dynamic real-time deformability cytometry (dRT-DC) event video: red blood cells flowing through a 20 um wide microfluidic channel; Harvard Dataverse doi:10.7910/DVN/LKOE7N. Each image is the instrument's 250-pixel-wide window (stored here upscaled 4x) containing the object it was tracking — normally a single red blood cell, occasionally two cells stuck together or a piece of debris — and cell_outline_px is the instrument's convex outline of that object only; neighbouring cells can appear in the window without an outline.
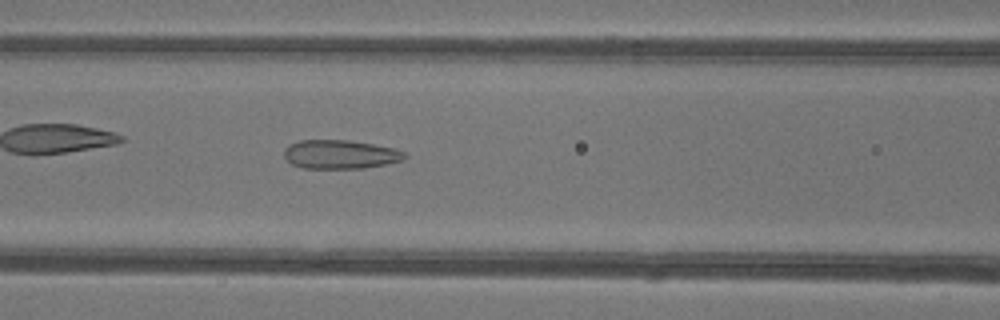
{"species": "common noctule bat (a hibernating species)", "species_latin": "Nyctalus noctula", "temperature_condition": "warm", "stored_images_in_passage": 37, "camera_frame_rate_fps": 3000, "um_per_image_px": 0.085, "animal": {"sex": "female"}, "frame": {"image": 1, "passage_image": 10, "time_ms": 3.0, "image_size_px": [1000, 320], "cell_outline_px": [[408, 156], [404, 160], [364, 168], [304, 168], [292, 164], [284, 156], [284, 148], [288, 144], [300, 140], [348, 140], [396, 148], [404, 152]], "centroid_in_image_um": [28.92, 13.11], "position_along_channel_um": 137.7, "area_um2": 20.29}}
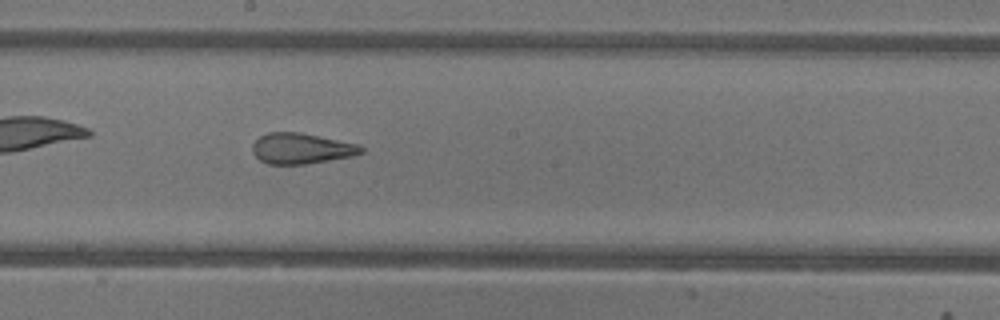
{"frame": {"image": 2, "passage_image": 16, "time_ms": 5.0, "image_size_px": [1000, 320], "cell_outline_px": [[364, 152], [352, 156], [304, 164], [268, 164], [260, 160], [252, 152], [252, 144], [260, 136], [268, 132], [300, 132], [356, 144], [364, 148]], "centroid_in_image_um": [25.58, 12.62], "position_along_channel_um": 222.6, "area_um2": 19.25}}
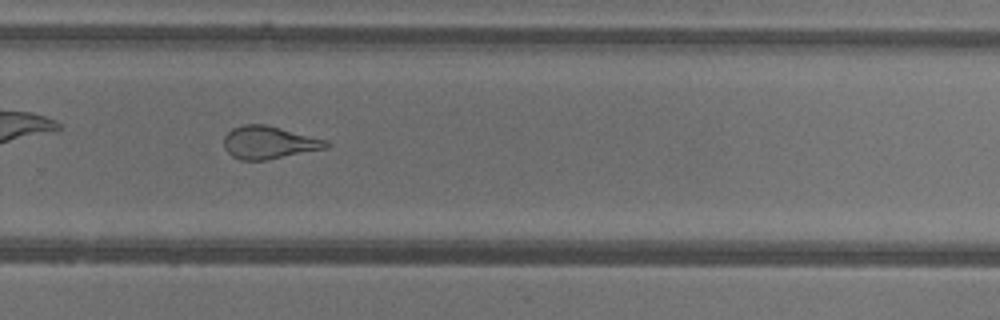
{"frame": {"image": 3, "passage_image": 22, "time_ms": 7.0, "image_size_px": [1000, 320], "cell_outline_px": [[332, 144], [328, 148], [268, 160], [240, 160], [232, 156], [224, 148], [224, 136], [232, 128], [244, 124], [264, 124], [328, 140]], "centroid_in_image_um": [22.88, 12.12], "position_along_channel_um": 306.9, "area_um2": 19.65}, "authors_computed_cell_mechanics": {"area_um2": 21.675, "velocity_mm_per_s": 4.244, "shape_relaxation_time_tau1_ms": null, "shape_relaxation_time_tau2_ms": 1.2442, "deformation_change_tau1": null, "deformation_change_tau2": 0.1013}}